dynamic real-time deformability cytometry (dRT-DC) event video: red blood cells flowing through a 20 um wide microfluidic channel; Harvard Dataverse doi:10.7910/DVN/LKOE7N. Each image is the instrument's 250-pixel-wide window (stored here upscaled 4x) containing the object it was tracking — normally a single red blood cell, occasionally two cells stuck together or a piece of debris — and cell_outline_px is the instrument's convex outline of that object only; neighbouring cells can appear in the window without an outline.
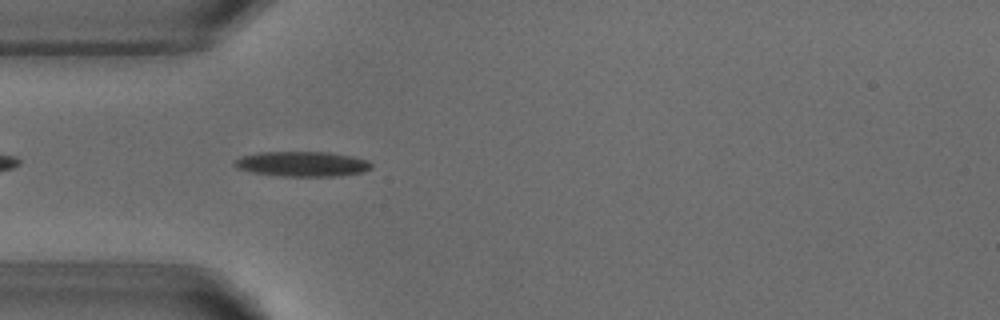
{"species": "common noctule bat (a hibernating species)", "species_latin": "Nyctalus noctula", "temperature_condition": "warm", "stored_images_in_passage": 41, "camera_frame_rate_fps": 3000, "um_per_image_px": 0.085, "animal": {"sex": "male", "body_mass_g": 18.8}, "frame": {"image": 1, "passage_image": 4, "time_ms": 1.0, "image_size_px": [1000, 320], "cell_outline_px": [[372, 168], [364, 172], [336, 176], [280, 176], [252, 172], [236, 168], [232, 164], [232, 160], [240, 156], [260, 152], [328, 152], [352, 156], [368, 160], [372, 164]], "centroid_in_image_um": [25.66, 13.93], "position_along_channel_um": 59.3, "area_um2": 20.17}}
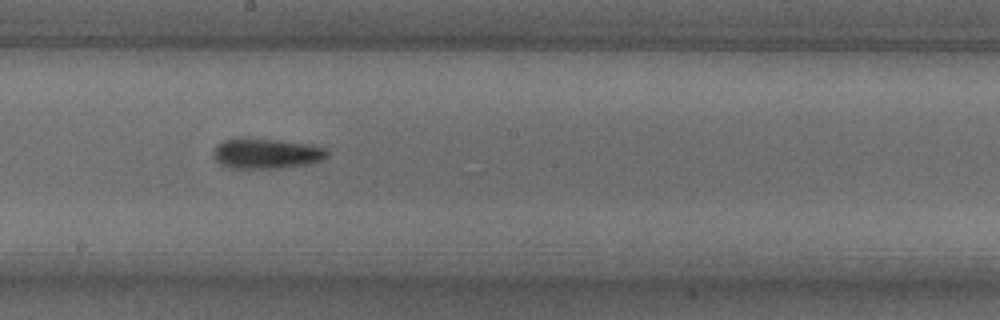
{"frame": {"image": 2, "passage_image": 17, "time_ms": 5.333, "image_size_px": [1000, 320], "cell_outline_px": [[328, 156], [324, 160], [308, 164], [280, 168], [232, 168], [220, 164], [212, 156], [212, 152], [216, 144], [224, 140], [236, 136], [248, 136], [312, 144], [328, 148]], "centroid_in_image_um": [22.63, 13.01], "position_along_channel_um": 225.6, "area_um2": 20.92}}
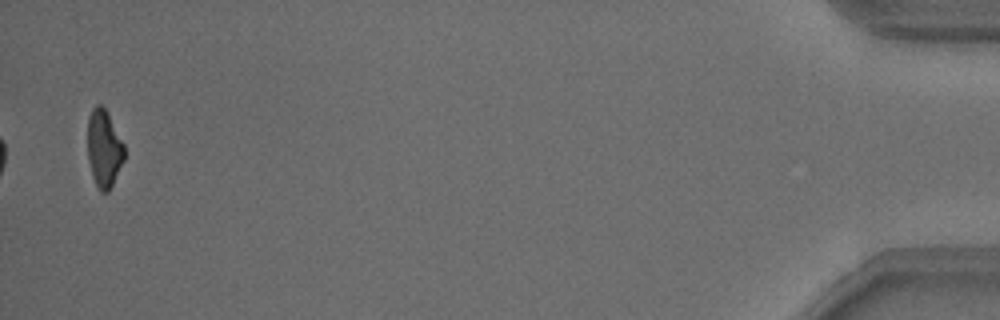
{"frame": {"image": 3, "passage_image": 40, "time_ms": 13.0, "image_size_px": [1000, 320], "cell_outline_px": [[124, 160], [108, 192], [100, 192], [92, 176], [88, 160], [88, 116], [92, 108], [96, 104], [100, 104], [104, 108], [124, 144]], "centroid_in_image_um": [8.82, 12.63], "position_along_channel_um": 426.4, "area_um2": 16.36}, "authors_computed_cell_mechanics": {"area_um2": 18.9006, "velocity_mm_per_s": 3.851, "shape_relaxation_time_tau1_ms": 3.4399, "shape_relaxation_time_tau2_ms": 4.0734, "deformation_change_tau1": 0.1665, "deformation_change_tau2": 0.1159}}